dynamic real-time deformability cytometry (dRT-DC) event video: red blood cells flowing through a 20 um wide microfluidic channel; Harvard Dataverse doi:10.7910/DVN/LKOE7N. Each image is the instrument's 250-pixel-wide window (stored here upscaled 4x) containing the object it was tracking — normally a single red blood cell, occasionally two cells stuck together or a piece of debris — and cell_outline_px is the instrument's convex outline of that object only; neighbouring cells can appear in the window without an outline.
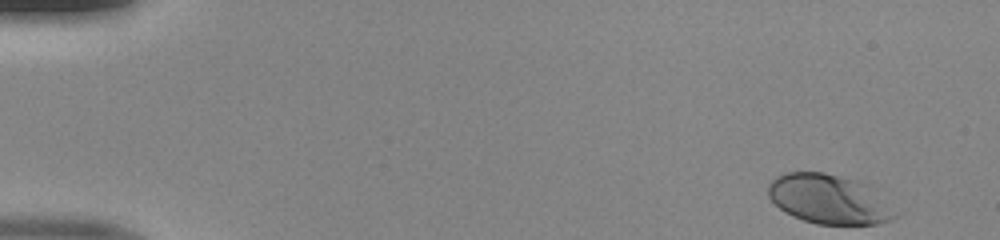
{"species": "human", "species_latin": "Homo sapiens", "temperature_condition": "room temperature", "stored_images_in_passage": 47, "camera_frame_rate_fps": 3000, "um_per_image_px": 0.085, "donor": {"sex": "male"}, "frame": {"image": 1, "passage_image": 1, "time_ms": 0.0, "image_size_px": [1000, 240], "cell_outline_px": [[904, 212], [900, 216], [892, 220], [876, 224], [816, 224], [792, 216], [784, 212], [768, 196], [768, 184], [776, 176], [784, 172], [824, 172], [872, 184]], "centroid_in_image_um": [70.63, 16.93], "position_along_channel_um": 14.4, "area_um2": 37.97}}
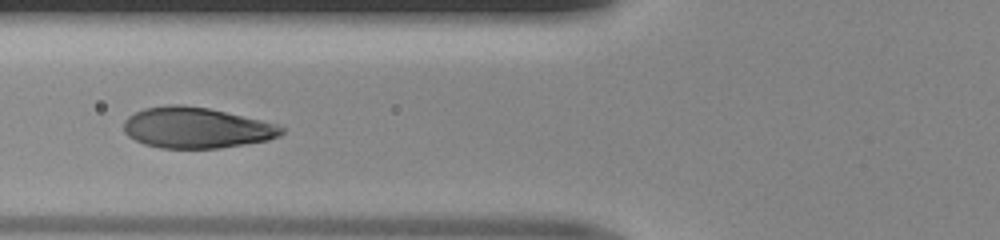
{"frame": {"image": 2, "passage_image": 18, "time_ms": 5.667, "image_size_px": [1000, 240], "cell_outline_px": [[284, 132], [280, 136], [268, 140], [244, 144], [216, 148], [160, 148], [144, 144], [128, 136], [124, 132], [124, 120], [128, 116], [144, 108], [168, 104], [180, 104], [208, 108], [260, 120], [276, 124], [284, 128]], "centroid_in_image_um": [16.66, 10.86], "position_along_channel_um": 109.1, "area_um2": 37.4}}
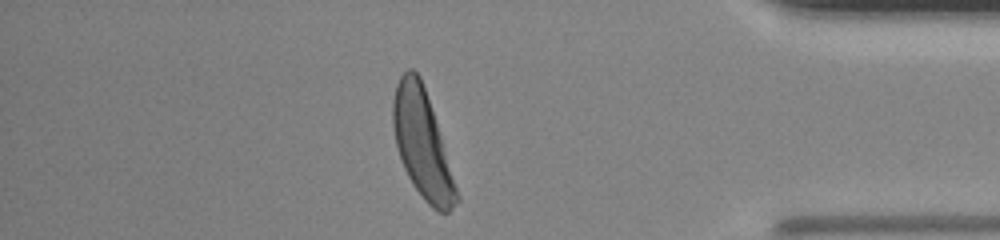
{"frame": {"image": 3, "passage_image": 41, "time_ms": 13.333, "image_size_px": [1000, 240], "cell_outline_px": [[460, 200], [448, 212], [440, 212], [432, 208], [424, 200], [412, 184], [404, 168], [396, 144], [392, 124], [392, 100], [396, 84], [400, 76], [408, 68], [412, 68], [420, 76], [460, 196]], "centroid_in_image_um": [35.87, 12.25], "position_along_channel_um": 399.3, "area_um2": 39.19}}